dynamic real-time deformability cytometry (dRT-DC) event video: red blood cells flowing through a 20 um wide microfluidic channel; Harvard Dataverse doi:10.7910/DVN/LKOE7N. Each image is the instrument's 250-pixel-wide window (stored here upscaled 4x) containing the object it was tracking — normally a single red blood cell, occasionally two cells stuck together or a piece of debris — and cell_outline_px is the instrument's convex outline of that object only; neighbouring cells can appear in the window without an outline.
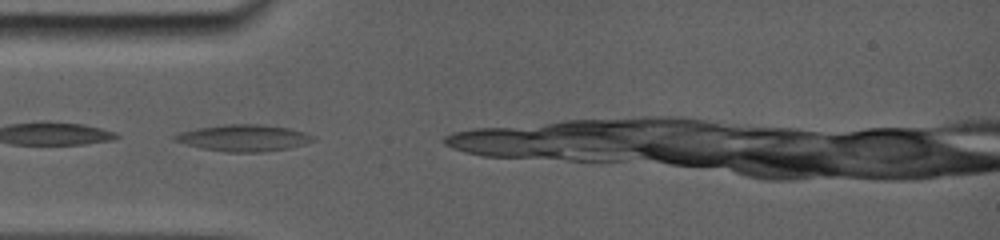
{"species": "common noctule bat (a hibernating species)", "species_latin": "Nyctalus noctula", "temperature_condition": "room temperature", "stored_images_in_passage": 4, "camera_frame_rate_fps": 5000, "um_per_image_px": 0.085, "animal": {"sex": "female", "body_mass_g": 19.0, "forearm_length_mm": 56.7}, "frame": {"image": 1, "passage_image": 2, "time_ms": 0.4, "image_size_px": [1000, 240], "cell_outline_px": [[308, 136], [300, 144], [284, 148], [256, 152], [228, 152], [204, 148], [188, 144], [176, 140], [172, 136], [184, 132], [200, 128], [232, 124], [252, 124], [284, 128], [300, 132]], "centroid_in_image_um": [20.55, 11.73], "position_along_channel_um": 64.4, "area_um2": 19.65}}